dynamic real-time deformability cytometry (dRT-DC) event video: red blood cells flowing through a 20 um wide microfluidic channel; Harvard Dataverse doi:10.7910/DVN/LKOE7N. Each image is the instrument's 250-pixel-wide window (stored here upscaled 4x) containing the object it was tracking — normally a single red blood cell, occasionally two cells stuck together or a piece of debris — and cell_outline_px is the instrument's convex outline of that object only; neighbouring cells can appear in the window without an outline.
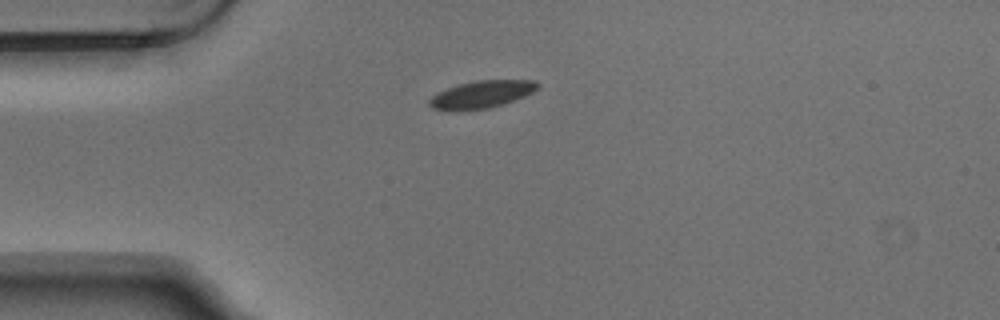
{"species": "Egyptian fruit bat (a non-hibernating species)", "species_latin": "Rousettus aegyptiacus", "temperature_condition": "warm", "stored_images_in_passage": 6, "camera_frame_rate_fps": 3000, "um_per_image_px": 0.085, "animal": {"sex": "male"}, "frame": {"image": 1, "passage_image": 6, "time_ms": 1.667, "image_size_px": [1000, 320], "cell_outline_px": [[540, 84], [532, 92], [524, 96], [504, 104], [488, 108], [456, 112], [432, 108], [428, 104], [428, 100], [436, 92], [460, 84], [476, 80], [532, 80]], "centroid_in_image_um": [40.87, 8.04], "position_along_channel_um": 44.1, "area_um2": 17.4}}